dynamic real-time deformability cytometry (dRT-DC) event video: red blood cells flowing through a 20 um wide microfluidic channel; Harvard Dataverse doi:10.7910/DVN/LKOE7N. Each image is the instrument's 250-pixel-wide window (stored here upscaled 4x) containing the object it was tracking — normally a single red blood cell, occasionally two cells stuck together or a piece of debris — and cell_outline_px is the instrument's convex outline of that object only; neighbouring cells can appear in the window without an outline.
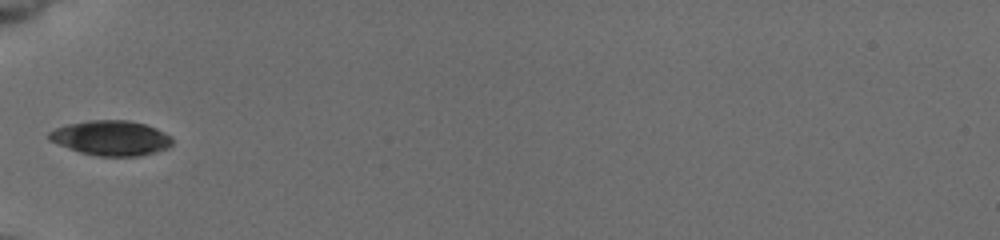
{"species": "common noctule bat (a hibernating species)", "species_latin": "Nyctalus noctula", "temperature_condition": "cold", "stored_images_in_passage": 6, "camera_frame_rate_fps": 3000, "um_per_image_px": 0.085, "animal": {"sex": "female", "body_mass_g": 19.5, "forearm_length_mm": 54.1}, "frame": {"image": 1, "passage_image": 1, "time_ms": 0.0, "image_size_px": [1000, 240], "cell_outline_px": [[172, 144], [168, 148], [136, 156], [96, 156], [80, 152], [48, 140], [48, 132], [56, 128], [68, 124], [88, 120], [128, 120], [144, 124], [156, 128], [172, 136]], "centroid_in_image_um": [9.43, 11.72], "position_along_channel_um": 75.6, "area_um2": 24.97}}
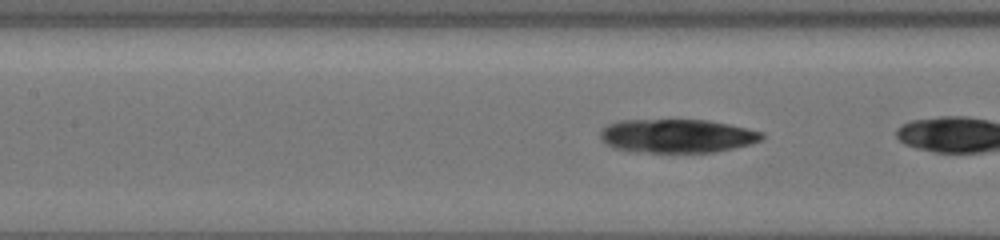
{"frame": {"image": 2, "passage_image": 5, "time_ms": 1.333, "image_size_px": [1000, 240], "cell_outline_px": [[764, 136], [760, 140], [748, 144], [716, 152], [632, 152], [612, 148], [604, 144], [600, 136], [600, 132], [608, 124], [620, 120], [708, 120], [728, 124], [764, 132]], "centroid_in_image_um": [57.5, 11.56], "position_along_channel_um": 149.9, "area_um2": 31.73}}